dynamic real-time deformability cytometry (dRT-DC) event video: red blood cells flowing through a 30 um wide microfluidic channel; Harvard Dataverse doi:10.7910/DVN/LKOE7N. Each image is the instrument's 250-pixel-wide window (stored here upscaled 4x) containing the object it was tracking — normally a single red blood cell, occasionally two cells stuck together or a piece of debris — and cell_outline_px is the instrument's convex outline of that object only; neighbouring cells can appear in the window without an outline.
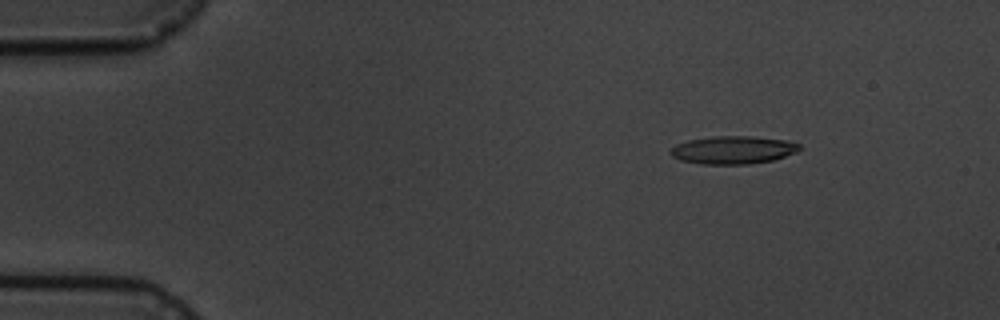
{"species": "common noctule bat (a hibernating species)", "species_latin": "Nyctalus noctula", "temperature_condition": "cold", "stored_images_in_passage": 7, "camera_frame_rate_fps": 3000, "um_per_image_px": 0.085, "animal": {"sex": "male", "body_mass_g": 19.5, "forearm_length_mm": 54.6}, "frame": {"image": 1, "passage_image": 3, "time_ms": 2.333, "image_size_px": [1000, 320], "cell_outline_px": [[800, 148], [796, 152], [772, 160], [748, 164], [704, 164], [680, 160], [672, 156], [668, 152], [676, 144], [688, 140], [716, 136], [752, 136], [788, 140], [800, 144]], "centroid_in_image_um": [62.3, 12.74], "position_along_channel_um": 22.7, "area_um2": 20.92}}
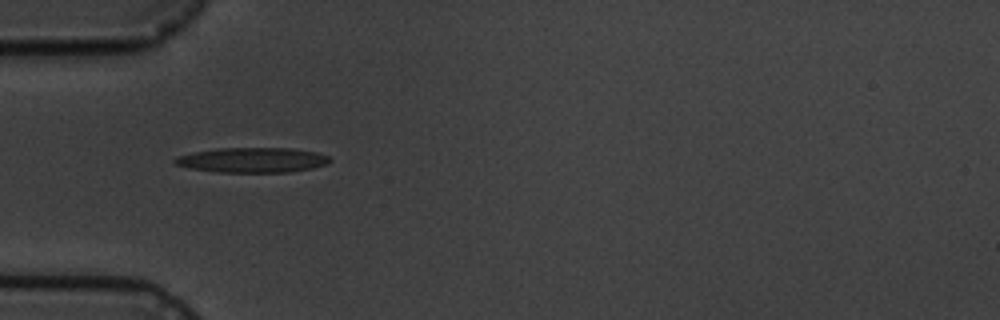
{"frame": {"image": 2, "passage_image": 6, "time_ms": 5.667, "image_size_px": [1000, 320], "cell_outline_px": [[332, 160], [328, 164], [312, 168], [288, 172], [216, 172], [188, 168], [172, 164], [172, 160], [176, 156], [216, 148], [292, 148], [316, 152], [328, 156]], "centroid_in_image_um": [21.42, 13.6], "position_along_channel_um": 63.6, "area_um2": 22.72}}
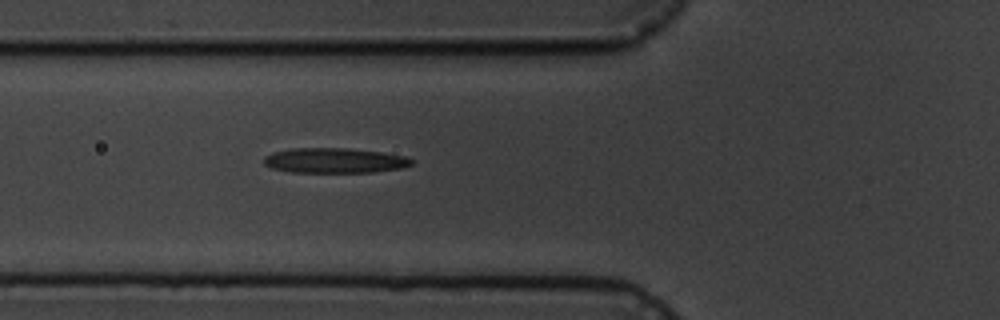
{"frame": {"image": 3, "passage_image": 7, "time_ms": 6.667, "image_size_px": [1000, 320], "cell_outline_px": [[416, 160], [412, 164], [400, 168], [372, 172], [292, 172], [272, 168], [264, 164], [264, 156], [272, 152], [292, 148], [348, 148], [380, 152], [404, 156]], "centroid_in_image_um": [28.42, 13.64], "position_along_channel_um": 97.4, "area_um2": 21.5}}